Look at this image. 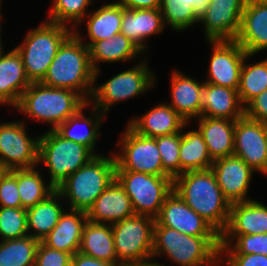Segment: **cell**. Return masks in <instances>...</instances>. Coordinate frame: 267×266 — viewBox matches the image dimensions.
Listing matches in <instances>:
<instances>
[{
    "label": "cell",
    "instance_id": "6da1fadb",
    "mask_svg": "<svg viewBox=\"0 0 267 266\" xmlns=\"http://www.w3.org/2000/svg\"><path fill=\"white\" fill-rule=\"evenodd\" d=\"M79 33V29L73 28V33L59 47L40 83L73 90L89 102L95 85V70L91 65L89 48Z\"/></svg>",
    "mask_w": 267,
    "mask_h": 266
},
{
    "label": "cell",
    "instance_id": "7a4b0ae2",
    "mask_svg": "<svg viewBox=\"0 0 267 266\" xmlns=\"http://www.w3.org/2000/svg\"><path fill=\"white\" fill-rule=\"evenodd\" d=\"M173 190L219 234L225 230L231 203L223 196L211 169L182 173L173 180Z\"/></svg>",
    "mask_w": 267,
    "mask_h": 266
},
{
    "label": "cell",
    "instance_id": "3957f363",
    "mask_svg": "<svg viewBox=\"0 0 267 266\" xmlns=\"http://www.w3.org/2000/svg\"><path fill=\"white\" fill-rule=\"evenodd\" d=\"M220 236H191L154 225L152 258L167 255L179 266H220Z\"/></svg>",
    "mask_w": 267,
    "mask_h": 266
},
{
    "label": "cell",
    "instance_id": "277c9868",
    "mask_svg": "<svg viewBox=\"0 0 267 266\" xmlns=\"http://www.w3.org/2000/svg\"><path fill=\"white\" fill-rule=\"evenodd\" d=\"M87 103L82 95L73 90L32 82L22 93L14 108L32 119L50 123L51 129L55 130Z\"/></svg>",
    "mask_w": 267,
    "mask_h": 266
},
{
    "label": "cell",
    "instance_id": "5b68a950",
    "mask_svg": "<svg viewBox=\"0 0 267 266\" xmlns=\"http://www.w3.org/2000/svg\"><path fill=\"white\" fill-rule=\"evenodd\" d=\"M116 178V160L113 156L97 155L89 163L70 174L56 190L69 208L88 212L95 200Z\"/></svg>",
    "mask_w": 267,
    "mask_h": 266
},
{
    "label": "cell",
    "instance_id": "8992f818",
    "mask_svg": "<svg viewBox=\"0 0 267 266\" xmlns=\"http://www.w3.org/2000/svg\"><path fill=\"white\" fill-rule=\"evenodd\" d=\"M67 25L43 22L30 30L15 47L20 53L25 72L31 82H40L55 58L59 47L73 33Z\"/></svg>",
    "mask_w": 267,
    "mask_h": 266
},
{
    "label": "cell",
    "instance_id": "52a82bcc",
    "mask_svg": "<svg viewBox=\"0 0 267 266\" xmlns=\"http://www.w3.org/2000/svg\"><path fill=\"white\" fill-rule=\"evenodd\" d=\"M96 156L90 148L64 139L55 130L39 136L38 164L46 165L49 183L55 188Z\"/></svg>",
    "mask_w": 267,
    "mask_h": 266
},
{
    "label": "cell",
    "instance_id": "ba28073f",
    "mask_svg": "<svg viewBox=\"0 0 267 266\" xmlns=\"http://www.w3.org/2000/svg\"><path fill=\"white\" fill-rule=\"evenodd\" d=\"M155 73L149 70L147 60L113 76L102 85H94L89 104L103 114L110 111L111 106L123 100L141 95L155 84ZM93 101V102H91Z\"/></svg>",
    "mask_w": 267,
    "mask_h": 266
},
{
    "label": "cell",
    "instance_id": "9c48e42d",
    "mask_svg": "<svg viewBox=\"0 0 267 266\" xmlns=\"http://www.w3.org/2000/svg\"><path fill=\"white\" fill-rule=\"evenodd\" d=\"M116 179L130 197L136 215L156 218L166 197L173 191L170 176L135 171H116Z\"/></svg>",
    "mask_w": 267,
    "mask_h": 266
},
{
    "label": "cell",
    "instance_id": "30bf717a",
    "mask_svg": "<svg viewBox=\"0 0 267 266\" xmlns=\"http://www.w3.org/2000/svg\"><path fill=\"white\" fill-rule=\"evenodd\" d=\"M154 224V218L144 215H134L111 224L119 262L152 258Z\"/></svg>",
    "mask_w": 267,
    "mask_h": 266
},
{
    "label": "cell",
    "instance_id": "8fae6325",
    "mask_svg": "<svg viewBox=\"0 0 267 266\" xmlns=\"http://www.w3.org/2000/svg\"><path fill=\"white\" fill-rule=\"evenodd\" d=\"M121 152L114 155L116 171H135L156 176H169L162 167L155 138L136 133L128 124L118 141Z\"/></svg>",
    "mask_w": 267,
    "mask_h": 266
},
{
    "label": "cell",
    "instance_id": "7c38bea8",
    "mask_svg": "<svg viewBox=\"0 0 267 266\" xmlns=\"http://www.w3.org/2000/svg\"><path fill=\"white\" fill-rule=\"evenodd\" d=\"M38 152L39 135L30 138L23 121L0 123V164L7 171L36 167Z\"/></svg>",
    "mask_w": 267,
    "mask_h": 266
},
{
    "label": "cell",
    "instance_id": "4fadbf2b",
    "mask_svg": "<svg viewBox=\"0 0 267 266\" xmlns=\"http://www.w3.org/2000/svg\"><path fill=\"white\" fill-rule=\"evenodd\" d=\"M247 0H208L199 13L207 40H235Z\"/></svg>",
    "mask_w": 267,
    "mask_h": 266
},
{
    "label": "cell",
    "instance_id": "5bb4252c",
    "mask_svg": "<svg viewBox=\"0 0 267 266\" xmlns=\"http://www.w3.org/2000/svg\"><path fill=\"white\" fill-rule=\"evenodd\" d=\"M212 45L208 79L204 82L238 91L243 61L248 54L235 40H207Z\"/></svg>",
    "mask_w": 267,
    "mask_h": 266
},
{
    "label": "cell",
    "instance_id": "9a60e30c",
    "mask_svg": "<svg viewBox=\"0 0 267 266\" xmlns=\"http://www.w3.org/2000/svg\"><path fill=\"white\" fill-rule=\"evenodd\" d=\"M234 155L241 158L255 172L265 174L266 123L246 115L235 121Z\"/></svg>",
    "mask_w": 267,
    "mask_h": 266
},
{
    "label": "cell",
    "instance_id": "2e32d148",
    "mask_svg": "<svg viewBox=\"0 0 267 266\" xmlns=\"http://www.w3.org/2000/svg\"><path fill=\"white\" fill-rule=\"evenodd\" d=\"M154 225H162L191 236H220L174 190L166 197Z\"/></svg>",
    "mask_w": 267,
    "mask_h": 266
},
{
    "label": "cell",
    "instance_id": "e0dca14e",
    "mask_svg": "<svg viewBox=\"0 0 267 266\" xmlns=\"http://www.w3.org/2000/svg\"><path fill=\"white\" fill-rule=\"evenodd\" d=\"M211 170L223 196L232 204L253 200L247 197L254 170L235 155L213 161Z\"/></svg>",
    "mask_w": 267,
    "mask_h": 266
},
{
    "label": "cell",
    "instance_id": "ac0fdd59",
    "mask_svg": "<svg viewBox=\"0 0 267 266\" xmlns=\"http://www.w3.org/2000/svg\"><path fill=\"white\" fill-rule=\"evenodd\" d=\"M235 41L252 56L267 50V0L246 1Z\"/></svg>",
    "mask_w": 267,
    "mask_h": 266
},
{
    "label": "cell",
    "instance_id": "d6986e66",
    "mask_svg": "<svg viewBox=\"0 0 267 266\" xmlns=\"http://www.w3.org/2000/svg\"><path fill=\"white\" fill-rule=\"evenodd\" d=\"M134 215L132 201L116 178L87 212L88 221L103 224H113Z\"/></svg>",
    "mask_w": 267,
    "mask_h": 266
},
{
    "label": "cell",
    "instance_id": "ffe728a7",
    "mask_svg": "<svg viewBox=\"0 0 267 266\" xmlns=\"http://www.w3.org/2000/svg\"><path fill=\"white\" fill-rule=\"evenodd\" d=\"M171 76L170 105L189 125L190 120L201 117L204 81L197 82L177 70Z\"/></svg>",
    "mask_w": 267,
    "mask_h": 266
},
{
    "label": "cell",
    "instance_id": "44dd1931",
    "mask_svg": "<svg viewBox=\"0 0 267 266\" xmlns=\"http://www.w3.org/2000/svg\"><path fill=\"white\" fill-rule=\"evenodd\" d=\"M187 122L167 103L156 105L141 117H132L128 125L138 134L158 137L183 131Z\"/></svg>",
    "mask_w": 267,
    "mask_h": 266
},
{
    "label": "cell",
    "instance_id": "7402d4cb",
    "mask_svg": "<svg viewBox=\"0 0 267 266\" xmlns=\"http://www.w3.org/2000/svg\"><path fill=\"white\" fill-rule=\"evenodd\" d=\"M31 83L16 48L0 54V104L12 105L14 108Z\"/></svg>",
    "mask_w": 267,
    "mask_h": 266
},
{
    "label": "cell",
    "instance_id": "603a6c76",
    "mask_svg": "<svg viewBox=\"0 0 267 266\" xmlns=\"http://www.w3.org/2000/svg\"><path fill=\"white\" fill-rule=\"evenodd\" d=\"M267 233V206L258 200L230 205L228 224L220 235H253Z\"/></svg>",
    "mask_w": 267,
    "mask_h": 266
},
{
    "label": "cell",
    "instance_id": "cb8c5ba5",
    "mask_svg": "<svg viewBox=\"0 0 267 266\" xmlns=\"http://www.w3.org/2000/svg\"><path fill=\"white\" fill-rule=\"evenodd\" d=\"M163 16L160 9H127L123 6L121 33L130 39L143 53L144 44L151 35L164 31Z\"/></svg>",
    "mask_w": 267,
    "mask_h": 266
},
{
    "label": "cell",
    "instance_id": "d4e9b609",
    "mask_svg": "<svg viewBox=\"0 0 267 266\" xmlns=\"http://www.w3.org/2000/svg\"><path fill=\"white\" fill-rule=\"evenodd\" d=\"M87 220V213L84 211L64 210L56 226L41 242L49 248L73 256L79 252L82 231Z\"/></svg>",
    "mask_w": 267,
    "mask_h": 266
},
{
    "label": "cell",
    "instance_id": "484cf974",
    "mask_svg": "<svg viewBox=\"0 0 267 266\" xmlns=\"http://www.w3.org/2000/svg\"><path fill=\"white\" fill-rule=\"evenodd\" d=\"M245 115L238 91L229 87L204 83L202 117L237 120Z\"/></svg>",
    "mask_w": 267,
    "mask_h": 266
},
{
    "label": "cell",
    "instance_id": "4316f807",
    "mask_svg": "<svg viewBox=\"0 0 267 266\" xmlns=\"http://www.w3.org/2000/svg\"><path fill=\"white\" fill-rule=\"evenodd\" d=\"M197 129L202 134L212 161L234 155L236 120L199 117Z\"/></svg>",
    "mask_w": 267,
    "mask_h": 266
},
{
    "label": "cell",
    "instance_id": "83f0119b",
    "mask_svg": "<svg viewBox=\"0 0 267 266\" xmlns=\"http://www.w3.org/2000/svg\"><path fill=\"white\" fill-rule=\"evenodd\" d=\"M88 106H90L89 103L82 107L76 114L70 116L65 122L60 124L55 131L64 139L84 145L90 148L96 155H99L100 153L97 154L95 151V145L97 139H99L100 125L106 115L93 107L91 110L92 115L90 117H85L83 111L86 110ZM79 126H82V128L85 127L86 130L83 132H76L78 130L77 128L81 129Z\"/></svg>",
    "mask_w": 267,
    "mask_h": 266
},
{
    "label": "cell",
    "instance_id": "f1b7e54d",
    "mask_svg": "<svg viewBox=\"0 0 267 266\" xmlns=\"http://www.w3.org/2000/svg\"><path fill=\"white\" fill-rule=\"evenodd\" d=\"M90 61L92 68L95 70V80L97 81L100 68L103 63L124 62L133 60L143 52L125 35L118 33L115 36L94 42L89 47Z\"/></svg>",
    "mask_w": 267,
    "mask_h": 266
},
{
    "label": "cell",
    "instance_id": "f546056e",
    "mask_svg": "<svg viewBox=\"0 0 267 266\" xmlns=\"http://www.w3.org/2000/svg\"><path fill=\"white\" fill-rule=\"evenodd\" d=\"M79 252L97 260L117 264L111 224L93 223L87 220L82 231Z\"/></svg>",
    "mask_w": 267,
    "mask_h": 266
},
{
    "label": "cell",
    "instance_id": "4dcf8cb0",
    "mask_svg": "<svg viewBox=\"0 0 267 266\" xmlns=\"http://www.w3.org/2000/svg\"><path fill=\"white\" fill-rule=\"evenodd\" d=\"M61 198L55 190L45 200L26 209L29 236L41 242L53 230L65 210L58 201Z\"/></svg>",
    "mask_w": 267,
    "mask_h": 266
},
{
    "label": "cell",
    "instance_id": "1f68e13d",
    "mask_svg": "<svg viewBox=\"0 0 267 266\" xmlns=\"http://www.w3.org/2000/svg\"><path fill=\"white\" fill-rule=\"evenodd\" d=\"M123 16V5L116 2L104 4L99 9L88 13L86 28L89 42L84 44L89 48L94 42L109 39L121 33V21Z\"/></svg>",
    "mask_w": 267,
    "mask_h": 266
},
{
    "label": "cell",
    "instance_id": "d6a6232c",
    "mask_svg": "<svg viewBox=\"0 0 267 266\" xmlns=\"http://www.w3.org/2000/svg\"><path fill=\"white\" fill-rule=\"evenodd\" d=\"M180 175L186 171L211 169V160L206 143L198 129L181 131Z\"/></svg>",
    "mask_w": 267,
    "mask_h": 266
},
{
    "label": "cell",
    "instance_id": "836d02e7",
    "mask_svg": "<svg viewBox=\"0 0 267 266\" xmlns=\"http://www.w3.org/2000/svg\"><path fill=\"white\" fill-rule=\"evenodd\" d=\"M17 180L18 192L23 208H30L45 200L56 188L45 183L40 170L34 168L9 171Z\"/></svg>",
    "mask_w": 267,
    "mask_h": 266
},
{
    "label": "cell",
    "instance_id": "e575fe53",
    "mask_svg": "<svg viewBox=\"0 0 267 266\" xmlns=\"http://www.w3.org/2000/svg\"><path fill=\"white\" fill-rule=\"evenodd\" d=\"M252 55L247 54L240 73L238 94L240 101L246 107L255 97L267 89V58L255 64L245 61Z\"/></svg>",
    "mask_w": 267,
    "mask_h": 266
},
{
    "label": "cell",
    "instance_id": "d590c367",
    "mask_svg": "<svg viewBox=\"0 0 267 266\" xmlns=\"http://www.w3.org/2000/svg\"><path fill=\"white\" fill-rule=\"evenodd\" d=\"M40 241L31 236L0 242V266H35Z\"/></svg>",
    "mask_w": 267,
    "mask_h": 266
},
{
    "label": "cell",
    "instance_id": "8d00e7d4",
    "mask_svg": "<svg viewBox=\"0 0 267 266\" xmlns=\"http://www.w3.org/2000/svg\"><path fill=\"white\" fill-rule=\"evenodd\" d=\"M160 10L164 25L173 30L182 32L199 23V12L186 0H161Z\"/></svg>",
    "mask_w": 267,
    "mask_h": 266
},
{
    "label": "cell",
    "instance_id": "74e56055",
    "mask_svg": "<svg viewBox=\"0 0 267 266\" xmlns=\"http://www.w3.org/2000/svg\"><path fill=\"white\" fill-rule=\"evenodd\" d=\"M220 245V265L223 254H262L267 256V233L220 235Z\"/></svg>",
    "mask_w": 267,
    "mask_h": 266
},
{
    "label": "cell",
    "instance_id": "f35d334b",
    "mask_svg": "<svg viewBox=\"0 0 267 266\" xmlns=\"http://www.w3.org/2000/svg\"><path fill=\"white\" fill-rule=\"evenodd\" d=\"M94 2L93 0H52L53 6L49 10L47 21L67 26L71 22L74 25L72 27L78 28L77 26L86 20L88 6Z\"/></svg>",
    "mask_w": 267,
    "mask_h": 266
},
{
    "label": "cell",
    "instance_id": "ab89813d",
    "mask_svg": "<svg viewBox=\"0 0 267 266\" xmlns=\"http://www.w3.org/2000/svg\"><path fill=\"white\" fill-rule=\"evenodd\" d=\"M28 235L26 208L0 206L1 240L19 239Z\"/></svg>",
    "mask_w": 267,
    "mask_h": 266
},
{
    "label": "cell",
    "instance_id": "60d3db41",
    "mask_svg": "<svg viewBox=\"0 0 267 266\" xmlns=\"http://www.w3.org/2000/svg\"><path fill=\"white\" fill-rule=\"evenodd\" d=\"M163 170L174 180L180 175L181 132L155 137Z\"/></svg>",
    "mask_w": 267,
    "mask_h": 266
},
{
    "label": "cell",
    "instance_id": "b9f144b4",
    "mask_svg": "<svg viewBox=\"0 0 267 266\" xmlns=\"http://www.w3.org/2000/svg\"><path fill=\"white\" fill-rule=\"evenodd\" d=\"M0 206L23 208L18 192L17 180L9 171H6L0 178Z\"/></svg>",
    "mask_w": 267,
    "mask_h": 266
},
{
    "label": "cell",
    "instance_id": "7bdbcfd3",
    "mask_svg": "<svg viewBox=\"0 0 267 266\" xmlns=\"http://www.w3.org/2000/svg\"><path fill=\"white\" fill-rule=\"evenodd\" d=\"M71 258V254L49 248L40 242L36 252L35 266H67L71 263Z\"/></svg>",
    "mask_w": 267,
    "mask_h": 266
},
{
    "label": "cell",
    "instance_id": "ee69618b",
    "mask_svg": "<svg viewBox=\"0 0 267 266\" xmlns=\"http://www.w3.org/2000/svg\"><path fill=\"white\" fill-rule=\"evenodd\" d=\"M245 115L250 119L267 123V89L245 107Z\"/></svg>",
    "mask_w": 267,
    "mask_h": 266
},
{
    "label": "cell",
    "instance_id": "f6af8a7d",
    "mask_svg": "<svg viewBox=\"0 0 267 266\" xmlns=\"http://www.w3.org/2000/svg\"><path fill=\"white\" fill-rule=\"evenodd\" d=\"M227 266H267V256L262 254H225Z\"/></svg>",
    "mask_w": 267,
    "mask_h": 266
},
{
    "label": "cell",
    "instance_id": "bcb514c9",
    "mask_svg": "<svg viewBox=\"0 0 267 266\" xmlns=\"http://www.w3.org/2000/svg\"><path fill=\"white\" fill-rule=\"evenodd\" d=\"M72 266H117L115 263L97 260L80 252H76L71 258Z\"/></svg>",
    "mask_w": 267,
    "mask_h": 266
},
{
    "label": "cell",
    "instance_id": "7dc6e473",
    "mask_svg": "<svg viewBox=\"0 0 267 266\" xmlns=\"http://www.w3.org/2000/svg\"><path fill=\"white\" fill-rule=\"evenodd\" d=\"M127 9H160L161 0H119Z\"/></svg>",
    "mask_w": 267,
    "mask_h": 266
},
{
    "label": "cell",
    "instance_id": "c3c4849f",
    "mask_svg": "<svg viewBox=\"0 0 267 266\" xmlns=\"http://www.w3.org/2000/svg\"><path fill=\"white\" fill-rule=\"evenodd\" d=\"M152 259L153 258H149L143 261L118 262L117 266H166L164 264L162 265L159 262H154Z\"/></svg>",
    "mask_w": 267,
    "mask_h": 266
},
{
    "label": "cell",
    "instance_id": "681fc988",
    "mask_svg": "<svg viewBox=\"0 0 267 266\" xmlns=\"http://www.w3.org/2000/svg\"><path fill=\"white\" fill-rule=\"evenodd\" d=\"M186 1L200 13V0H186Z\"/></svg>",
    "mask_w": 267,
    "mask_h": 266
},
{
    "label": "cell",
    "instance_id": "f907efd6",
    "mask_svg": "<svg viewBox=\"0 0 267 266\" xmlns=\"http://www.w3.org/2000/svg\"><path fill=\"white\" fill-rule=\"evenodd\" d=\"M2 0H0V10H1V2ZM2 21V19H1V12H0V32H1V22ZM2 36H1V34H0V54H2L3 52H4V50H3V45H2V38H1Z\"/></svg>",
    "mask_w": 267,
    "mask_h": 266
},
{
    "label": "cell",
    "instance_id": "816d5d0a",
    "mask_svg": "<svg viewBox=\"0 0 267 266\" xmlns=\"http://www.w3.org/2000/svg\"><path fill=\"white\" fill-rule=\"evenodd\" d=\"M265 175L267 176V123H266V163H265Z\"/></svg>",
    "mask_w": 267,
    "mask_h": 266
},
{
    "label": "cell",
    "instance_id": "f5cc1de1",
    "mask_svg": "<svg viewBox=\"0 0 267 266\" xmlns=\"http://www.w3.org/2000/svg\"><path fill=\"white\" fill-rule=\"evenodd\" d=\"M6 171L7 170L0 164V178L4 175Z\"/></svg>",
    "mask_w": 267,
    "mask_h": 266
},
{
    "label": "cell",
    "instance_id": "db71d44e",
    "mask_svg": "<svg viewBox=\"0 0 267 266\" xmlns=\"http://www.w3.org/2000/svg\"><path fill=\"white\" fill-rule=\"evenodd\" d=\"M208 0H200V11L202 7L207 3Z\"/></svg>",
    "mask_w": 267,
    "mask_h": 266
}]
</instances>
